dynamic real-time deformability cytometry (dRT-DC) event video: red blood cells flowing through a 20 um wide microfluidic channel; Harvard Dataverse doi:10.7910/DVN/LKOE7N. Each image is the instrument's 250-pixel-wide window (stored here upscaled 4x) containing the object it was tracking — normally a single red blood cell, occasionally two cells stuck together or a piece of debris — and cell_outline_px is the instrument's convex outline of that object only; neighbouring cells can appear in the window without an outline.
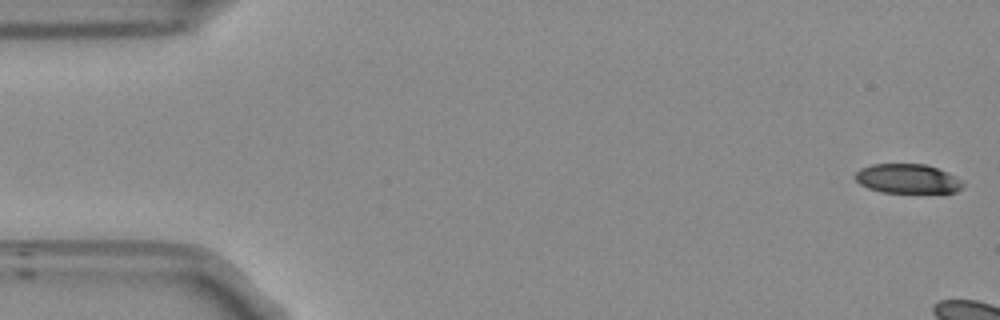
{"species": "Egyptian fruit bat (a non-hibernating species)", "species_latin": "Rousettus aegyptiacus", "temperature_condition": "room temperature", "stored_images_in_passage": 7, "camera_frame_rate_fps": 3000, "um_per_image_px": 0.085, "frame": {"image": 1, "passage_image": 1, "time_ms": 0.0, "image_size_px": [1000, 320], "cell_outline_px": [[964, 184], [956, 192], [884, 192], [868, 188], [860, 184], [856, 180], [856, 172], [860, 168], [872, 164], [924, 164], [936, 168], [960, 180]], "centroid_in_image_um": [77.08, 15.18], "position_along_channel_um": 7.9, "area_um2": 17.98}}